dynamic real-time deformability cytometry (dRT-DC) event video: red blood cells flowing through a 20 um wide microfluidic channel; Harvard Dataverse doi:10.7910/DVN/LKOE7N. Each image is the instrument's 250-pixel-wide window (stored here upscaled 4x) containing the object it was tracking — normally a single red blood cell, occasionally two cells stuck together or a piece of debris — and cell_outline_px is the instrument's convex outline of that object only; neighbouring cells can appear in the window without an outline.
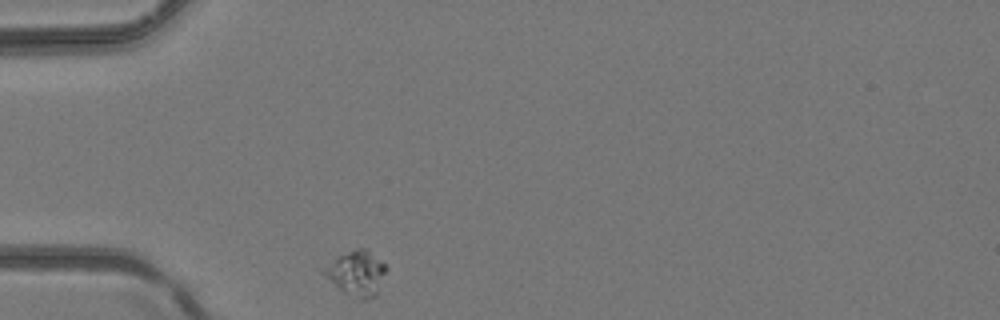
{"species": "common noctule bat (a hibernating species)", "species_latin": "Nyctalus noctula", "temperature_condition": "room temperature", "stored_images_in_passage": 25, "camera_frame_rate_fps": 3000, "um_per_image_px": 0.085, "animal": {"sex": "female", "body_mass_g": 24.6, "forearm_length_mm": 56.2}, "frame": {"image": 1, "passage_image": 1, "time_ms": 0.0, "image_size_px": [1000, 320], "cell_outline_px": [[388, 268], [376, 296], [364, 300], [360, 300], [344, 292], [320, 272], [320, 268], [340, 256], [356, 248], [364, 248], [380, 260]], "centroid_in_image_um": [30.31, 23.24], "position_along_channel_um": 54.7, "area_um2": 16.13}}
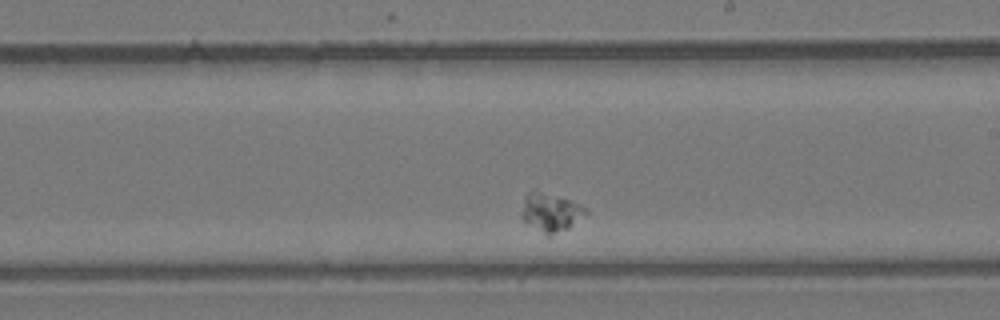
{"frame": {"image": 2, "passage_image": 15, "time_ms": 4.667, "image_size_px": [1000, 320], "cell_outline_px": [[588, 212], [568, 228], [548, 236], [524, 220], [520, 216], [524, 196], [528, 192], [540, 192], [568, 200], [584, 208]], "centroid_in_image_um": [46.75, 18.06], "position_along_channel_um": 242.2, "area_um2": 13.64}}
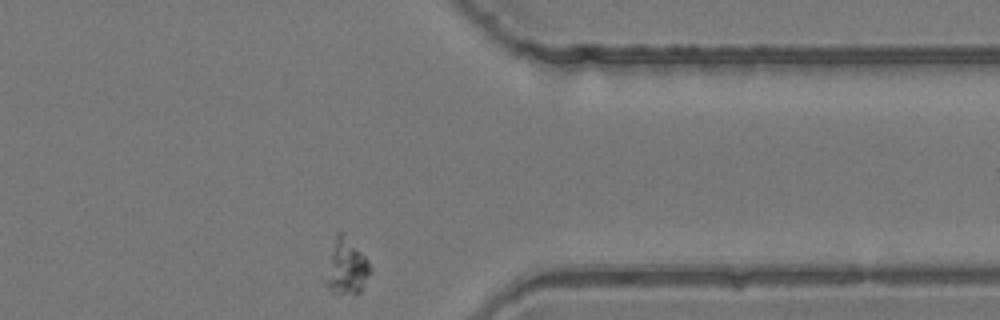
{"frame": {"image": 3, "passage_image": 25, "time_ms": 8.0, "image_size_px": [1000, 320], "cell_outline_px": [[372, 268], [360, 292], [332, 292], [324, 284], [324, 280], [336, 236], [340, 232], [364, 256]], "centroid_in_image_um": [29.44, 22.75], "position_along_channel_um": 382.0, "area_um2": 13.41}}